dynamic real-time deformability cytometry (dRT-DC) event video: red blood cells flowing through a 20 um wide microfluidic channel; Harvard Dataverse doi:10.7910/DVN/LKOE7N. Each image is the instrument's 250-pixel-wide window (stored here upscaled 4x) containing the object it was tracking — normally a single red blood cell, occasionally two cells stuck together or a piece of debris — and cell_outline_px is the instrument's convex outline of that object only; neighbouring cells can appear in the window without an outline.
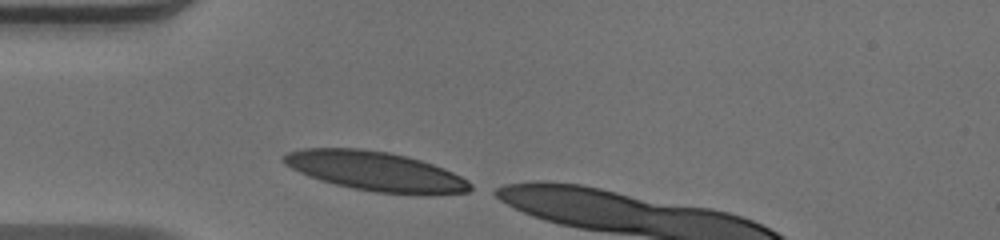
{"species": "human", "species_latin": "Homo sapiens", "temperature_condition": "warm", "stored_images_in_passage": 9, "camera_frame_rate_fps": 3000, "um_per_image_px": 0.085, "donor": {"sex": "male"}, "frame": {"image": 1, "passage_image": 1, "time_ms": 0.0, "image_size_px": [1000, 240], "cell_outline_px": [[472, 188], [468, 192], [376, 192], [352, 188], [320, 180], [308, 176], [284, 164], [280, 160], [280, 156], [288, 152], [304, 148], [360, 148], [388, 152], [420, 160], [432, 164], [452, 172], [468, 180], [472, 184]], "centroid_in_image_um": [31.8, 14.51], "position_along_channel_um": 53.2, "area_um2": 41.73}}
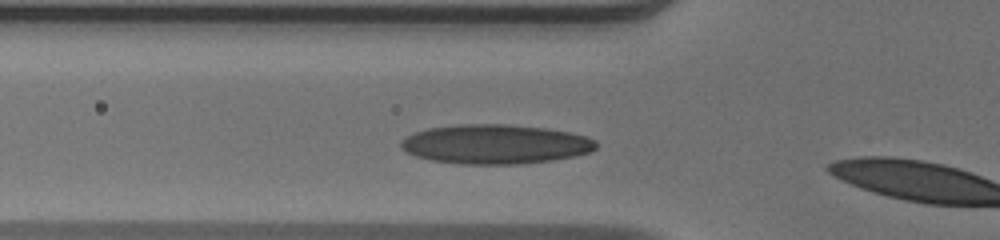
{"frame": {"image": 2, "passage_image": 4, "time_ms": 1.0, "image_size_px": [1000, 240], "cell_outline_px": [[596, 148], [588, 152], [572, 156], [552, 160], [520, 164], [460, 164], [432, 160], [416, 156], [404, 152], [400, 148], [400, 140], [404, 136], [412, 132], [428, 128], [460, 124], [508, 124], [544, 128], [568, 132], [588, 136], [596, 140]], "centroid_in_image_um": [42.03, 12.25], "position_along_channel_um": 83.8, "area_um2": 45.03}}
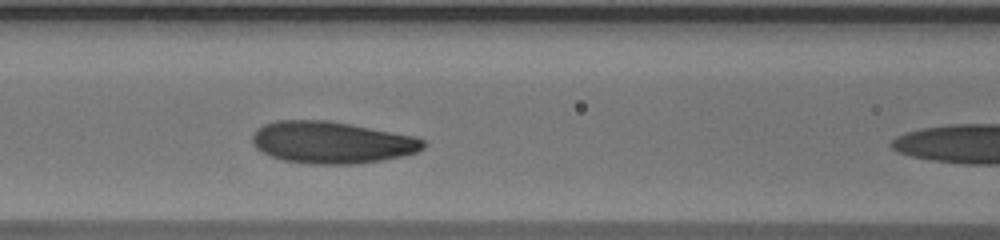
{"frame": {"image": 3, "passage_image": 8, "time_ms": 2.333, "image_size_px": [1000, 240], "cell_outline_px": [[424, 148], [416, 152], [404, 156], [380, 160], [352, 164], [308, 164], [284, 160], [272, 156], [256, 148], [252, 144], [252, 136], [256, 128], [264, 124], [276, 120], [328, 120], [416, 136], [424, 140]], "centroid_in_image_um": [28.18, 12.1], "position_along_channel_um": 138.4, "area_um2": 41.79}}